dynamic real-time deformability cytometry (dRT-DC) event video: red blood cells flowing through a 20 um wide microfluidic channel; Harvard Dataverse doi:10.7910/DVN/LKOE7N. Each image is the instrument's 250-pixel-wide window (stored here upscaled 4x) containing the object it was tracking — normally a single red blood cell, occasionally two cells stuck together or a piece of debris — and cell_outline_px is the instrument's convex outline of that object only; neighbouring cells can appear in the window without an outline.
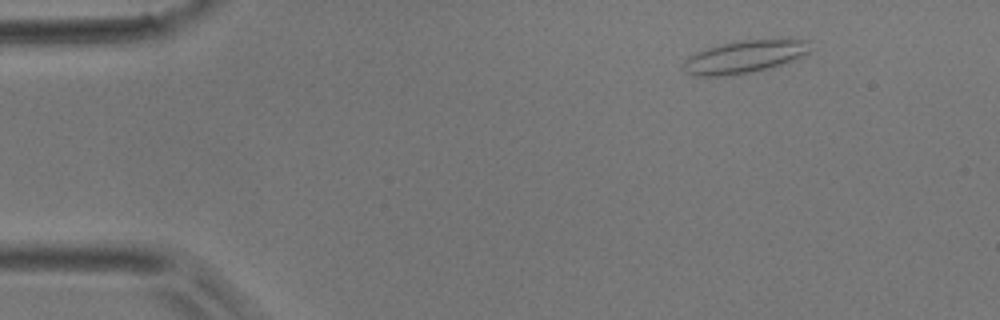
{"species": "common noctule bat (a hibernating species)", "species_latin": "Nyctalus noctula", "temperature_condition": "room temperature", "stored_images_in_passage": 47, "camera_frame_rate_fps": 3000, "um_per_image_px": 0.085, "animal": {"sex": "male", "body_mass_g": 17.9}, "frame": {"image": 1, "passage_image": 3, "time_ms": 0.667, "image_size_px": [1000, 320], "cell_outline_px": [[808, 52], [784, 64], [752, 72], [724, 76], [692, 76], [684, 68], [684, 60], [688, 56], [704, 48], [740, 40], [780, 36], [788, 36], [804, 40]], "centroid_in_image_um": [63.28, 4.78], "position_along_channel_um": 21.7, "area_um2": 24.57}}
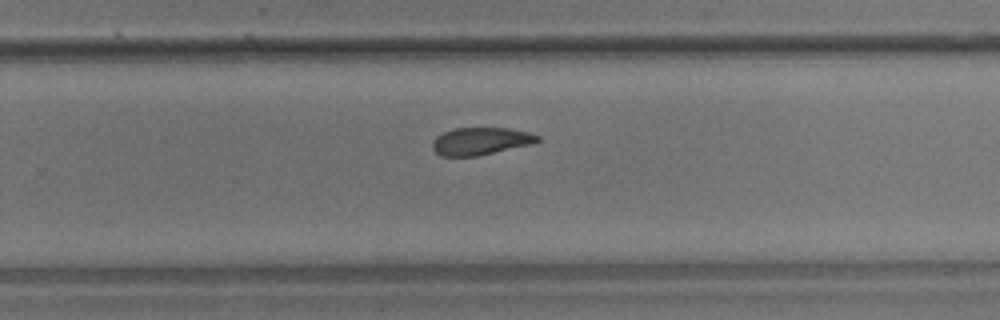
{"frame": {"image": 2, "passage_image": 29, "time_ms": 9.333, "image_size_px": [1000, 320], "cell_outline_px": [[540, 140], [532, 144], [476, 156], [440, 156], [432, 148], [432, 144], [436, 136], [444, 132], [456, 128], [504, 128], [528, 132], [540, 136]], "centroid_in_image_um": [40.84, 12.0], "position_along_channel_um": 289.0, "area_um2": 16.65}}
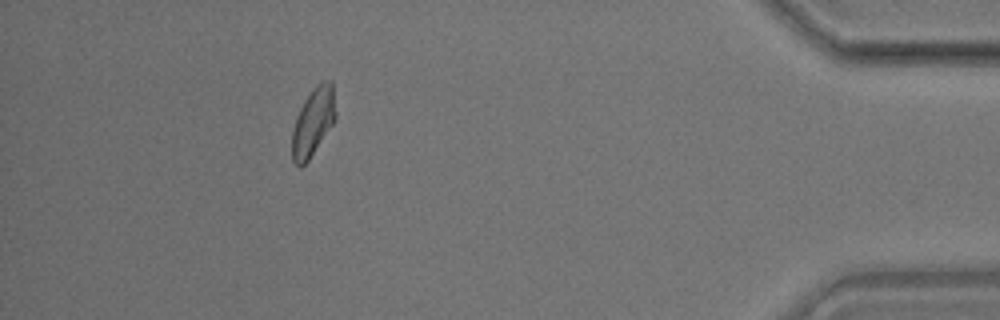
{"frame": {"image": 3, "passage_image": 42, "time_ms": 13.667, "image_size_px": [1000, 320], "cell_outline_px": [[336, 116], [332, 124], [308, 160], [300, 168], [292, 160], [292, 128], [296, 116], [304, 100], [312, 88], [316, 84], [324, 80], [332, 80], [336, 112]], "centroid_in_image_um": [26.6, 10.32], "position_along_channel_um": 408.6, "area_um2": 17.22}, "authors_computed_cell_mechanics": {"area_um2": 17.7446, "velocity_mm_per_s": 3.983, "shape_relaxation_time_tau1_ms": null, "shape_relaxation_time_tau2_ms": 2.4699, "deformation_change_tau1": null, "deformation_change_tau2": 0.0953}}